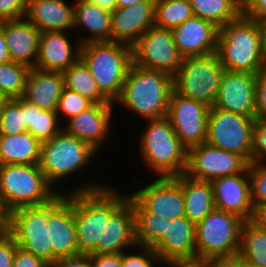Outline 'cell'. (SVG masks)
I'll use <instances>...</instances> for the list:
<instances>
[{"instance_id": "1", "label": "cell", "mask_w": 266, "mask_h": 267, "mask_svg": "<svg viewBox=\"0 0 266 267\" xmlns=\"http://www.w3.org/2000/svg\"><path fill=\"white\" fill-rule=\"evenodd\" d=\"M78 180V185L75 184L70 192L74 190V222L79 253L96 254L105 223L127 199L128 194L124 195L116 185L114 187L110 183L91 181L89 177L83 178L84 183Z\"/></svg>"}, {"instance_id": "2", "label": "cell", "mask_w": 266, "mask_h": 267, "mask_svg": "<svg viewBox=\"0 0 266 267\" xmlns=\"http://www.w3.org/2000/svg\"><path fill=\"white\" fill-rule=\"evenodd\" d=\"M216 53L225 70L258 74L266 69L262 23L242 13L220 27Z\"/></svg>"}, {"instance_id": "3", "label": "cell", "mask_w": 266, "mask_h": 267, "mask_svg": "<svg viewBox=\"0 0 266 267\" xmlns=\"http://www.w3.org/2000/svg\"><path fill=\"white\" fill-rule=\"evenodd\" d=\"M173 77L162 71L131 64L120 97L114 102L140 117L142 121L167 116ZM117 105V106H116Z\"/></svg>"}, {"instance_id": "4", "label": "cell", "mask_w": 266, "mask_h": 267, "mask_svg": "<svg viewBox=\"0 0 266 267\" xmlns=\"http://www.w3.org/2000/svg\"><path fill=\"white\" fill-rule=\"evenodd\" d=\"M147 122V125H146ZM139 136L142 162L157 178L177 177L185 174L187 149L176 136L167 117L146 120Z\"/></svg>"}, {"instance_id": "5", "label": "cell", "mask_w": 266, "mask_h": 267, "mask_svg": "<svg viewBox=\"0 0 266 267\" xmlns=\"http://www.w3.org/2000/svg\"><path fill=\"white\" fill-rule=\"evenodd\" d=\"M80 58L88 66L100 92L115 102L133 63L132 46L115 41L88 42L80 46Z\"/></svg>"}, {"instance_id": "6", "label": "cell", "mask_w": 266, "mask_h": 267, "mask_svg": "<svg viewBox=\"0 0 266 267\" xmlns=\"http://www.w3.org/2000/svg\"><path fill=\"white\" fill-rule=\"evenodd\" d=\"M97 153L89 143L79 140L62 129L52 139L41 143L39 167L47 181L58 188L68 177L88 168ZM76 173V174H75ZM61 181V182H60ZM56 186V187H55Z\"/></svg>"}, {"instance_id": "7", "label": "cell", "mask_w": 266, "mask_h": 267, "mask_svg": "<svg viewBox=\"0 0 266 267\" xmlns=\"http://www.w3.org/2000/svg\"><path fill=\"white\" fill-rule=\"evenodd\" d=\"M54 189L39 165H0V198L9 212L23 206L49 203L65 191Z\"/></svg>"}, {"instance_id": "8", "label": "cell", "mask_w": 266, "mask_h": 267, "mask_svg": "<svg viewBox=\"0 0 266 267\" xmlns=\"http://www.w3.org/2000/svg\"><path fill=\"white\" fill-rule=\"evenodd\" d=\"M67 199V193H59L49 203L39 206H23L10 212L9 233L16 244L53 263V249L49 242L48 221L50 215Z\"/></svg>"}, {"instance_id": "9", "label": "cell", "mask_w": 266, "mask_h": 267, "mask_svg": "<svg viewBox=\"0 0 266 267\" xmlns=\"http://www.w3.org/2000/svg\"><path fill=\"white\" fill-rule=\"evenodd\" d=\"M244 221L236 214L215 208L196 223V260L238 255Z\"/></svg>"}, {"instance_id": "10", "label": "cell", "mask_w": 266, "mask_h": 267, "mask_svg": "<svg viewBox=\"0 0 266 267\" xmlns=\"http://www.w3.org/2000/svg\"><path fill=\"white\" fill-rule=\"evenodd\" d=\"M224 70L217 53L184 57L173 76V89L183 97L213 107Z\"/></svg>"}, {"instance_id": "11", "label": "cell", "mask_w": 266, "mask_h": 267, "mask_svg": "<svg viewBox=\"0 0 266 267\" xmlns=\"http://www.w3.org/2000/svg\"><path fill=\"white\" fill-rule=\"evenodd\" d=\"M255 117L210 107L206 143L242 156L251 163L252 129Z\"/></svg>"}, {"instance_id": "12", "label": "cell", "mask_w": 266, "mask_h": 267, "mask_svg": "<svg viewBox=\"0 0 266 267\" xmlns=\"http://www.w3.org/2000/svg\"><path fill=\"white\" fill-rule=\"evenodd\" d=\"M132 58L139 67L162 71L173 77L183 57L177 50L171 31L153 26L132 45Z\"/></svg>"}, {"instance_id": "13", "label": "cell", "mask_w": 266, "mask_h": 267, "mask_svg": "<svg viewBox=\"0 0 266 267\" xmlns=\"http://www.w3.org/2000/svg\"><path fill=\"white\" fill-rule=\"evenodd\" d=\"M248 164L239 154L205 142L187 150L185 175L192 179L212 181L244 172Z\"/></svg>"}, {"instance_id": "14", "label": "cell", "mask_w": 266, "mask_h": 267, "mask_svg": "<svg viewBox=\"0 0 266 267\" xmlns=\"http://www.w3.org/2000/svg\"><path fill=\"white\" fill-rule=\"evenodd\" d=\"M209 110L206 104L172 91L166 117L187 150L206 142Z\"/></svg>"}, {"instance_id": "15", "label": "cell", "mask_w": 266, "mask_h": 267, "mask_svg": "<svg viewBox=\"0 0 266 267\" xmlns=\"http://www.w3.org/2000/svg\"><path fill=\"white\" fill-rule=\"evenodd\" d=\"M129 195L145 210L156 216L175 219L185 216L184 194L174 177L152 178Z\"/></svg>"}, {"instance_id": "16", "label": "cell", "mask_w": 266, "mask_h": 267, "mask_svg": "<svg viewBox=\"0 0 266 267\" xmlns=\"http://www.w3.org/2000/svg\"><path fill=\"white\" fill-rule=\"evenodd\" d=\"M114 103H93L80 114L63 122V129L70 135L89 143L100 154V151L112 134ZM110 136V137H109Z\"/></svg>"}, {"instance_id": "17", "label": "cell", "mask_w": 266, "mask_h": 267, "mask_svg": "<svg viewBox=\"0 0 266 267\" xmlns=\"http://www.w3.org/2000/svg\"><path fill=\"white\" fill-rule=\"evenodd\" d=\"M256 76L248 72L224 70L213 107L255 117Z\"/></svg>"}, {"instance_id": "18", "label": "cell", "mask_w": 266, "mask_h": 267, "mask_svg": "<svg viewBox=\"0 0 266 267\" xmlns=\"http://www.w3.org/2000/svg\"><path fill=\"white\" fill-rule=\"evenodd\" d=\"M211 184L216 209L236 214L245 221L255 219L248 169L236 175L215 178Z\"/></svg>"}, {"instance_id": "19", "label": "cell", "mask_w": 266, "mask_h": 267, "mask_svg": "<svg viewBox=\"0 0 266 267\" xmlns=\"http://www.w3.org/2000/svg\"><path fill=\"white\" fill-rule=\"evenodd\" d=\"M73 33L42 32L34 68L61 73L66 71L80 57L81 44Z\"/></svg>"}, {"instance_id": "20", "label": "cell", "mask_w": 266, "mask_h": 267, "mask_svg": "<svg viewBox=\"0 0 266 267\" xmlns=\"http://www.w3.org/2000/svg\"><path fill=\"white\" fill-rule=\"evenodd\" d=\"M170 31L183 58L217 51L219 27L209 20L193 16Z\"/></svg>"}, {"instance_id": "21", "label": "cell", "mask_w": 266, "mask_h": 267, "mask_svg": "<svg viewBox=\"0 0 266 267\" xmlns=\"http://www.w3.org/2000/svg\"><path fill=\"white\" fill-rule=\"evenodd\" d=\"M156 0H141L126 8H116L111 14V41L132 46L154 26Z\"/></svg>"}, {"instance_id": "22", "label": "cell", "mask_w": 266, "mask_h": 267, "mask_svg": "<svg viewBox=\"0 0 266 267\" xmlns=\"http://www.w3.org/2000/svg\"><path fill=\"white\" fill-rule=\"evenodd\" d=\"M96 253H122L138 246L135 237V215L126 199L108 218L100 233Z\"/></svg>"}, {"instance_id": "23", "label": "cell", "mask_w": 266, "mask_h": 267, "mask_svg": "<svg viewBox=\"0 0 266 267\" xmlns=\"http://www.w3.org/2000/svg\"><path fill=\"white\" fill-rule=\"evenodd\" d=\"M152 248L162 263L196 260L195 224L186 216L170 219L163 237Z\"/></svg>"}, {"instance_id": "24", "label": "cell", "mask_w": 266, "mask_h": 267, "mask_svg": "<svg viewBox=\"0 0 266 267\" xmlns=\"http://www.w3.org/2000/svg\"><path fill=\"white\" fill-rule=\"evenodd\" d=\"M67 199L50 215L49 242L53 249V262L58 258L79 254L74 222V190L65 191Z\"/></svg>"}, {"instance_id": "25", "label": "cell", "mask_w": 266, "mask_h": 267, "mask_svg": "<svg viewBox=\"0 0 266 267\" xmlns=\"http://www.w3.org/2000/svg\"><path fill=\"white\" fill-rule=\"evenodd\" d=\"M0 26L6 38L11 60L34 68L41 32L25 17L1 21Z\"/></svg>"}, {"instance_id": "26", "label": "cell", "mask_w": 266, "mask_h": 267, "mask_svg": "<svg viewBox=\"0 0 266 267\" xmlns=\"http://www.w3.org/2000/svg\"><path fill=\"white\" fill-rule=\"evenodd\" d=\"M25 18L42 32H73L74 5L65 0H29Z\"/></svg>"}, {"instance_id": "27", "label": "cell", "mask_w": 266, "mask_h": 267, "mask_svg": "<svg viewBox=\"0 0 266 267\" xmlns=\"http://www.w3.org/2000/svg\"><path fill=\"white\" fill-rule=\"evenodd\" d=\"M64 87L63 73L31 68L22 98L41 109L56 111Z\"/></svg>"}, {"instance_id": "28", "label": "cell", "mask_w": 266, "mask_h": 267, "mask_svg": "<svg viewBox=\"0 0 266 267\" xmlns=\"http://www.w3.org/2000/svg\"><path fill=\"white\" fill-rule=\"evenodd\" d=\"M111 14L90 1L74 5L73 32L75 34L76 28H83L87 33L86 36L84 33H76L80 44L111 41Z\"/></svg>"}, {"instance_id": "29", "label": "cell", "mask_w": 266, "mask_h": 267, "mask_svg": "<svg viewBox=\"0 0 266 267\" xmlns=\"http://www.w3.org/2000/svg\"><path fill=\"white\" fill-rule=\"evenodd\" d=\"M182 186L185 216L194 224L202 221L215 209L211 181L197 180L185 174L174 177Z\"/></svg>"}, {"instance_id": "30", "label": "cell", "mask_w": 266, "mask_h": 267, "mask_svg": "<svg viewBox=\"0 0 266 267\" xmlns=\"http://www.w3.org/2000/svg\"><path fill=\"white\" fill-rule=\"evenodd\" d=\"M41 142L28 131L0 136V165H39Z\"/></svg>"}, {"instance_id": "31", "label": "cell", "mask_w": 266, "mask_h": 267, "mask_svg": "<svg viewBox=\"0 0 266 267\" xmlns=\"http://www.w3.org/2000/svg\"><path fill=\"white\" fill-rule=\"evenodd\" d=\"M238 255L251 266L266 267V226L256 219L244 221Z\"/></svg>"}, {"instance_id": "32", "label": "cell", "mask_w": 266, "mask_h": 267, "mask_svg": "<svg viewBox=\"0 0 266 267\" xmlns=\"http://www.w3.org/2000/svg\"><path fill=\"white\" fill-rule=\"evenodd\" d=\"M22 113L27 131L41 143L52 139L63 129L56 111L41 109L23 98Z\"/></svg>"}, {"instance_id": "33", "label": "cell", "mask_w": 266, "mask_h": 267, "mask_svg": "<svg viewBox=\"0 0 266 267\" xmlns=\"http://www.w3.org/2000/svg\"><path fill=\"white\" fill-rule=\"evenodd\" d=\"M135 215V237L139 246L153 247L166 232L169 218L156 216V213L145 211L129 194Z\"/></svg>"}, {"instance_id": "34", "label": "cell", "mask_w": 266, "mask_h": 267, "mask_svg": "<svg viewBox=\"0 0 266 267\" xmlns=\"http://www.w3.org/2000/svg\"><path fill=\"white\" fill-rule=\"evenodd\" d=\"M63 76L66 88L78 92L92 103H113L100 92L96 80L91 75L88 66L80 57L63 72Z\"/></svg>"}, {"instance_id": "35", "label": "cell", "mask_w": 266, "mask_h": 267, "mask_svg": "<svg viewBox=\"0 0 266 267\" xmlns=\"http://www.w3.org/2000/svg\"><path fill=\"white\" fill-rule=\"evenodd\" d=\"M194 16L206 19L217 27L235 20L243 13L237 0H189Z\"/></svg>"}, {"instance_id": "36", "label": "cell", "mask_w": 266, "mask_h": 267, "mask_svg": "<svg viewBox=\"0 0 266 267\" xmlns=\"http://www.w3.org/2000/svg\"><path fill=\"white\" fill-rule=\"evenodd\" d=\"M194 16L189 0H156L154 26L173 29Z\"/></svg>"}, {"instance_id": "37", "label": "cell", "mask_w": 266, "mask_h": 267, "mask_svg": "<svg viewBox=\"0 0 266 267\" xmlns=\"http://www.w3.org/2000/svg\"><path fill=\"white\" fill-rule=\"evenodd\" d=\"M30 69V67L14 61L1 63L0 95L4 99L22 97Z\"/></svg>"}, {"instance_id": "38", "label": "cell", "mask_w": 266, "mask_h": 267, "mask_svg": "<svg viewBox=\"0 0 266 267\" xmlns=\"http://www.w3.org/2000/svg\"><path fill=\"white\" fill-rule=\"evenodd\" d=\"M25 131L22 97L3 99L0 104V136H12Z\"/></svg>"}, {"instance_id": "39", "label": "cell", "mask_w": 266, "mask_h": 267, "mask_svg": "<svg viewBox=\"0 0 266 267\" xmlns=\"http://www.w3.org/2000/svg\"><path fill=\"white\" fill-rule=\"evenodd\" d=\"M92 104L93 103L83 95L64 87L56 108L60 123L63 121L66 122L71 117L80 114Z\"/></svg>"}, {"instance_id": "40", "label": "cell", "mask_w": 266, "mask_h": 267, "mask_svg": "<svg viewBox=\"0 0 266 267\" xmlns=\"http://www.w3.org/2000/svg\"><path fill=\"white\" fill-rule=\"evenodd\" d=\"M248 174L251 190V201L257 211L266 204V164H248Z\"/></svg>"}, {"instance_id": "41", "label": "cell", "mask_w": 266, "mask_h": 267, "mask_svg": "<svg viewBox=\"0 0 266 267\" xmlns=\"http://www.w3.org/2000/svg\"><path fill=\"white\" fill-rule=\"evenodd\" d=\"M121 253V267H161L162 262L159 260L157 253L152 247L136 246ZM138 249V250H137ZM133 252V253H129ZM157 265V266H156Z\"/></svg>"}, {"instance_id": "42", "label": "cell", "mask_w": 266, "mask_h": 267, "mask_svg": "<svg viewBox=\"0 0 266 267\" xmlns=\"http://www.w3.org/2000/svg\"><path fill=\"white\" fill-rule=\"evenodd\" d=\"M251 163L266 164V119H256L254 122Z\"/></svg>"}, {"instance_id": "43", "label": "cell", "mask_w": 266, "mask_h": 267, "mask_svg": "<svg viewBox=\"0 0 266 267\" xmlns=\"http://www.w3.org/2000/svg\"><path fill=\"white\" fill-rule=\"evenodd\" d=\"M29 0H0V22L25 17Z\"/></svg>"}, {"instance_id": "44", "label": "cell", "mask_w": 266, "mask_h": 267, "mask_svg": "<svg viewBox=\"0 0 266 267\" xmlns=\"http://www.w3.org/2000/svg\"><path fill=\"white\" fill-rule=\"evenodd\" d=\"M255 118L266 119V69L256 76Z\"/></svg>"}, {"instance_id": "45", "label": "cell", "mask_w": 266, "mask_h": 267, "mask_svg": "<svg viewBox=\"0 0 266 267\" xmlns=\"http://www.w3.org/2000/svg\"><path fill=\"white\" fill-rule=\"evenodd\" d=\"M17 247L14 237L9 232L0 234V267H13Z\"/></svg>"}, {"instance_id": "46", "label": "cell", "mask_w": 266, "mask_h": 267, "mask_svg": "<svg viewBox=\"0 0 266 267\" xmlns=\"http://www.w3.org/2000/svg\"><path fill=\"white\" fill-rule=\"evenodd\" d=\"M13 267H49V264L18 246L14 255Z\"/></svg>"}, {"instance_id": "47", "label": "cell", "mask_w": 266, "mask_h": 267, "mask_svg": "<svg viewBox=\"0 0 266 267\" xmlns=\"http://www.w3.org/2000/svg\"><path fill=\"white\" fill-rule=\"evenodd\" d=\"M49 267H93L91 254L79 253L73 256L58 258Z\"/></svg>"}, {"instance_id": "48", "label": "cell", "mask_w": 266, "mask_h": 267, "mask_svg": "<svg viewBox=\"0 0 266 267\" xmlns=\"http://www.w3.org/2000/svg\"><path fill=\"white\" fill-rule=\"evenodd\" d=\"M243 13L247 17L262 23L266 20V0H248L243 5Z\"/></svg>"}, {"instance_id": "49", "label": "cell", "mask_w": 266, "mask_h": 267, "mask_svg": "<svg viewBox=\"0 0 266 267\" xmlns=\"http://www.w3.org/2000/svg\"><path fill=\"white\" fill-rule=\"evenodd\" d=\"M93 267H121V253L91 254Z\"/></svg>"}, {"instance_id": "50", "label": "cell", "mask_w": 266, "mask_h": 267, "mask_svg": "<svg viewBox=\"0 0 266 267\" xmlns=\"http://www.w3.org/2000/svg\"><path fill=\"white\" fill-rule=\"evenodd\" d=\"M205 267H241L239 255L229 257H216L204 260Z\"/></svg>"}, {"instance_id": "51", "label": "cell", "mask_w": 266, "mask_h": 267, "mask_svg": "<svg viewBox=\"0 0 266 267\" xmlns=\"http://www.w3.org/2000/svg\"><path fill=\"white\" fill-rule=\"evenodd\" d=\"M161 267H205L201 260L169 261L162 263Z\"/></svg>"}, {"instance_id": "52", "label": "cell", "mask_w": 266, "mask_h": 267, "mask_svg": "<svg viewBox=\"0 0 266 267\" xmlns=\"http://www.w3.org/2000/svg\"><path fill=\"white\" fill-rule=\"evenodd\" d=\"M10 212L5 208L0 198V234L9 232Z\"/></svg>"}, {"instance_id": "53", "label": "cell", "mask_w": 266, "mask_h": 267, "mask_svg": "<svg viewBox=\"0 0 266 267\" xmlns=\"http://www.w3.org/2000/svg\"><path fill=\"white\" fill-rule=\"evenodd\" d=\"M12 61L9 55L8 46L3 30L0 26V64Z\"/></svg>"}, {"instance_id": "54", "label": "cell", "mask_w": 266, "mask_h": 267, "mask_svg": "<svg viewBox=\"0 0 266 267\" xmlns=\"http://www.w3.org/2000/svg\"><path fill=\"white\" fill-rule=\"evenodd\" d=\"M90 2L111 13L116 9V0H90Z\"/></svg>"}, {"instance_id": "55", "label": "cell", "mask_w": 266, "mask_h": 267, "mask_svg": "<svg viewBox=\"0 0 266 267\" xmlns=\"http://www.w3.org/2000/svg\"><path fill=\"white\" fill-rule=\"evenodd\" d=\"M255 219L262 225L266 226V204H263L257 211Z\"/></svg>"}, {"instance_id": "56", "label": "cell", "mask_w": 266, "mask_h": 267, "mask_svg": "<svg viewBox=\"0 0 266 267\" xmlns=\"http://www.w3.org/2000/svg\"><path fill=\"white\" fill-rule=\"evenodd\" d=\"M141 0H116V8H126Z\"/></svg>"}, {"instance_id": "57", "label": "cell", "mask_w": 266, "mask_h": 267, "mask_svg": "<svg viewBox=\"0 0 266 267\" xmlns=\"http://www.w3.org/2000/svg\"><path fill=\"white\" fill-rule=\"evenodd\" d=\"M241 267H254V266H251L248 263L244 262L243 259L241 258Z\"/></svg>"}, {"instance_id": "58", "label": "cell", "mask_w": 266, "mask_h": 267, "mask_svg": "<svg viewBox=\"0 0 266 267\" xmlns=\"http://www.w3.org/2000/svg\"><path fill=\"white\" fill-rule=\"evenodd\" d=\"M263 29H264V36H265V44H266V20L262 22Z\"/></svg>"}, {"instance_id": "59", "label": "cell", "mask_w": 266, "mask_h": 267, "mask_svg": "<svg viewBox=\"0 0 266 267\" xmlns=\"http://www.w3.org/2000/svg\"><path fill=\"white\" fill-rule=\"evenodd\" d=\"M88 1H90V0H75L73 2V5H76V4H79V3H83V2H88Z\"/></svg>"}, {"instance_id": "60", "label": "cell", "mask_w": 266, "mask_h": 267, "mask_svg": "<svg viewBox=\"0 0 266 267\" xmlns=\"http://www.w3.org/2000/svg\"><path fill=\"white\" fill-rule=\"evenodd\" d=\"M239 3H241L242 5H244L248 0H237Z\"/></svg>"}, {"instance_id": "61", "label": "cell", "mask_w": 266, "mask_h": 267, "mask_svg": "<svg viewBox=\"0 0 266 267\" xmlns=\"http://www.w3.org/2000/svg\"><path fill=\"white\" fill-rule=\"evenodd\" d=\"M4 98L0 95V104H1V101L3 100Z\"/></svg>"}]
</instances>
